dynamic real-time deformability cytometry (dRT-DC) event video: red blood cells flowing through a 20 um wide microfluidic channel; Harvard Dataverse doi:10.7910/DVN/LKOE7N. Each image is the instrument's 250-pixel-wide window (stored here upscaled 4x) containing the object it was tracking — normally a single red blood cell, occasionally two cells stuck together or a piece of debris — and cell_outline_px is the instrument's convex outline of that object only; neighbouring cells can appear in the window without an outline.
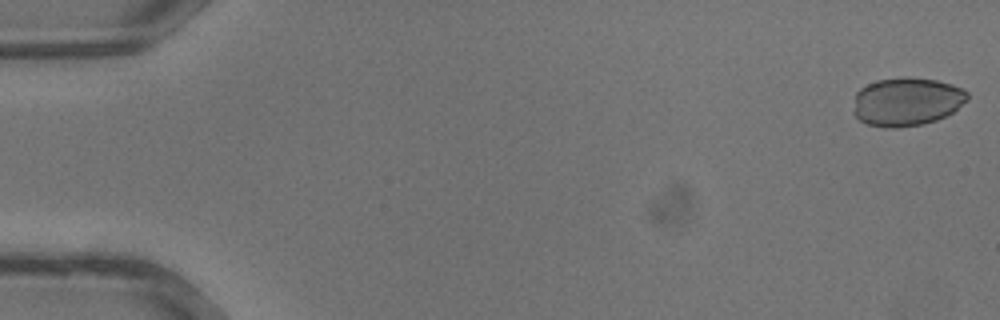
{"species": "common noctule bat (a hibernating species)", "species_latin": "Nyctalus noctula", "temperature_condition": "warm", "stored_images_in_passage": 35, "camera_frame_rate_fps": 3000, "um_per_image_px": 0.085, "animal": {"sex": "male", "body_mass_g": 13.3}, "frame": {"image": 1, "passage_image": 1, "time_ms": 0.0, "image_size_px": [1000, 320], "cell_outline_px": [[968, 100], [952, 112], [936, 120], [924, 124], [896, 128], [884, 128], [868, 124], [860, 120], [856, 116], [856, 92], [860, 88], [876, 80], [904, 76], [936, 80], [952, 84], [968, 92]], "centroid_in_image_um": [77.09, 8.63], "position_along_channel_um": 7.9, "area_um2": 32.08}}
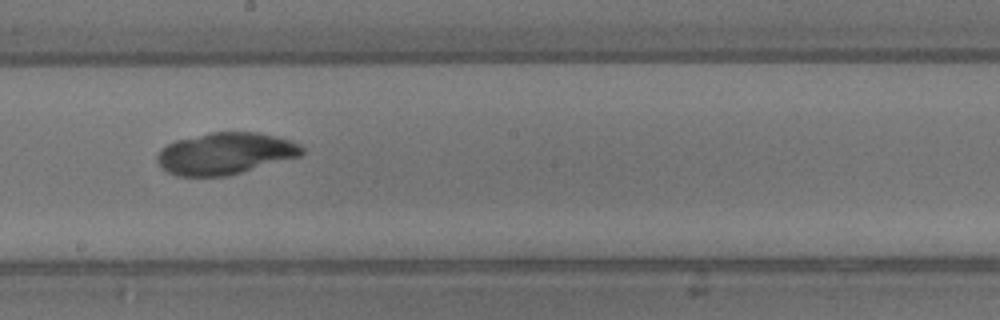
{"frame": {"image": 2, "passage_image": 20, "time_ms": 6.333, "image_size_px": [1000, 320], "cell_outline_px": [[304, 152], [300, 156], [228, 176], [180, 176], [168, 172], [156, 160], [156, 156], [160, 148], [176, 140], [212, 132], [260, 132], [292, 140], [300, 144], [304, 148]], "centroid_in_image_um": [19.17, 13.04], "position_along_channel_um": 229.0, "area_um2": 35.26}}
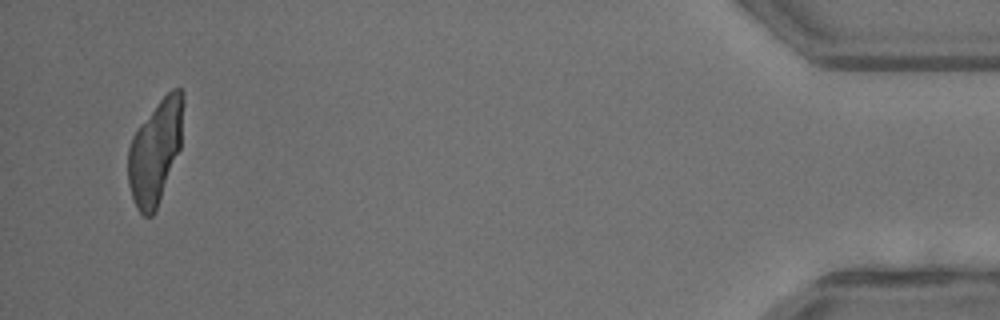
{"frame": {"image": 3, "passage_image": 34, "time_ms": 11.0, "image_size_px": [1000, 320], "cell_outline_px": [[184, 104], [180, 148], [156, 212], [152, 216], [144, 216], [136, 208], [128, 184], [128, 148], [132, 136], [140, 124], [160, 100], [172, 88], [180, 88], [184, 92]], "centroid_in_image_um": [13.2, 12.89], "position_along_channel_um": 422.0, "area_um2": 33.47}}